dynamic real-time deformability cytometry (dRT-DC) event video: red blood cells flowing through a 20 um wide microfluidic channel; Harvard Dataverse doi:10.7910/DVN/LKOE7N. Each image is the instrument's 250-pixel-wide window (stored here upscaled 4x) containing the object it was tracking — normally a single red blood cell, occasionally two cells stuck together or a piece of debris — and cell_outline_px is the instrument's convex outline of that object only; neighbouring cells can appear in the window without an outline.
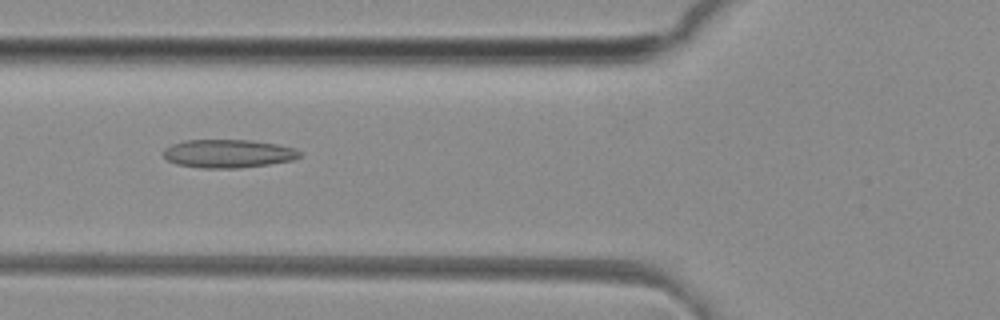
{"species": "common noctule bat (a hibernating species)", "species_latin": "Nyctalus noctula", "temperature_condition": "room temperature", "stored_images_in_passage": 36, "camera_frame_rate_fps": 3000, "um_per_image_px": 0.085, "animal": {"sex": "female", "body_mass_g": 29.2, "forearm_length_mm": 56.3}, "frame": {"image": 1, "passage_image": 5, "time_ms": 1.333, "image_size_px": [1000, 320], "cell_outline_px": [[300, 156], [292, 160], [268, 164], [240, 168], [200, 168], [176, 164], [168, 160], [164, 156], [164, 148], [172, 144], [184, 140], [252, 140], [276, 144], [296, 148], [300, 152]], "centroid_in_image_um": [19.38, 13.05], "position_along_channel_um": 106.4, "area_um2": 22.48}}
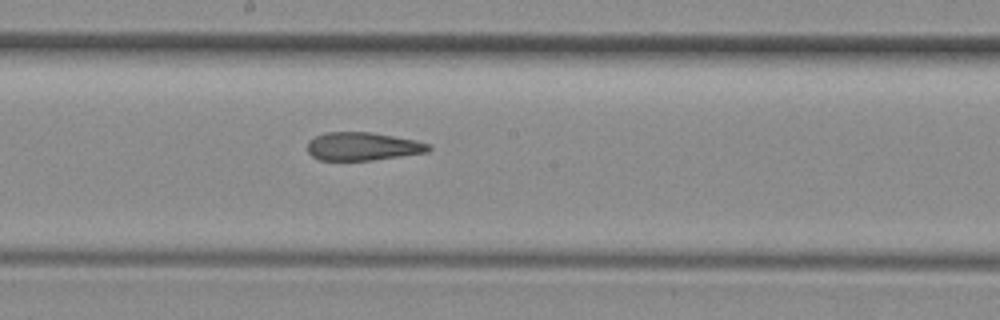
{"frame": {"image": 2, "passage_image": 13, "time_ms": 4.0, "image_size_px": [1000, 320], "cell_outline_px": [[432, 148], [428, 152], [372, 160], [320, 160], [312, 156], [308, 152], [308, 140], [324, 132], [372, 132], [416, 140], [432, 144]], "centroid_in_image_um": [30.85, 12.43], "position_along_channel_um": 217.3, "area_um2": 20.0}}
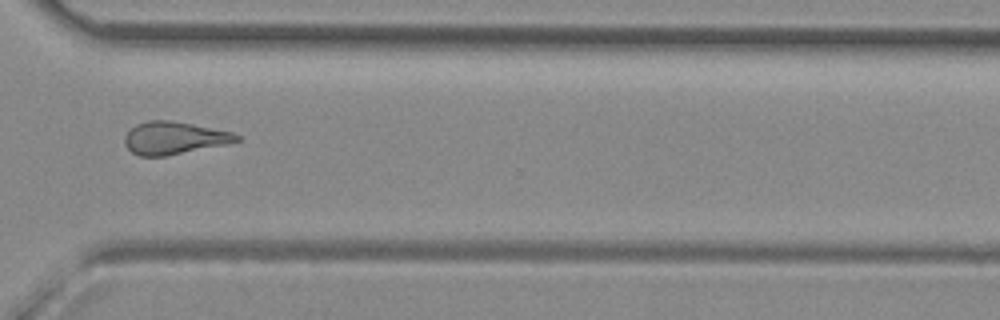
{"frame": {"image": 3, "passage_image": 23, "time_ms": 7.333, "image_size_px": [1000, 320], "cell_outline_px": [[240, 140], [228, 144], [164, 156], [140, 156], [132, 152], [124, 144], [124, 136], [136, 124], [148, 120], [172, 120], [232, 132], [240, 136]], "centroid_in_image_um": [14.79, 11.72], "position_along_channel_um": 355.8, "area_um2": 21.15}, "authors_computed_cell_mechanics": {"area_um2": 21.1259, "velocity_mm_per_s": 4.146, "shape_relaxation_time_tau1_ms": null, "shape_relaxation_time_tau2_ms": 3.2058, "deformation_change_tau1": null, "deformation_change_tau2": 0.1324}}